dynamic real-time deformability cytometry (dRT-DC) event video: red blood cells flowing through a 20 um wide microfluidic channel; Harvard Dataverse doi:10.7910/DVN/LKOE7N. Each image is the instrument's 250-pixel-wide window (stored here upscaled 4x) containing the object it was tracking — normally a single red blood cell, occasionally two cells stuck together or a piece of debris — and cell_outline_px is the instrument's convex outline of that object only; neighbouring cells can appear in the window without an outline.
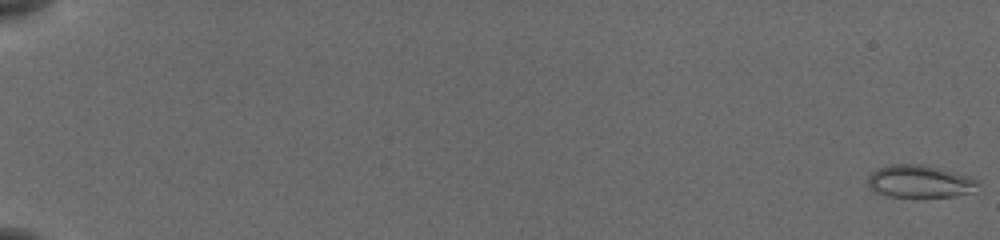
{"species": "common noctule bat (a hibernating species)", "species_latin": "Nyctalus noctula", "temperature_condition": "cold", "stored_images_in_passage": 57, "camera_frame_rate_fps": 3000, "um_per_image_px": 0.085, "animal": {"sex": "female", "body_mass_g": 19.5, "forearm_length_mm": 54.1}, "frame": {"image": 1, "passage_image": 1, "time_ms": 0.0, "image_size_px": [1000, 240], "cell_outline_px": [[976, 184], [968, 192], [952, 196], [888, 196], [876, 192], [868, 188], [868, 176], [876, 168], [892, 164], [920, 164], [940, 168], [972, 176], [976, 180]], "centroid_in_image_um": [78.09, 15.39], "position_along_channel_um": 6.9, "area_um2": 20.52}}
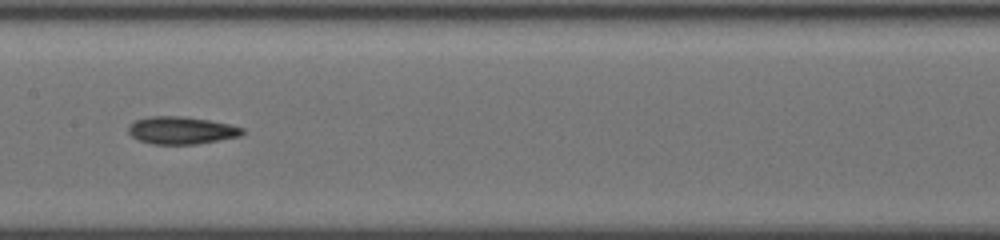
{"frame": {"image": 2, "passage_image": 32, "time_ms": 10.333, "image_size_px": [1000, 240], "cell_outline_px": [[244, 132], [240, 136], [196, 144], [152, 144], [140, 140], [132, 136], [128, 132], [128, 128], [136, 120], [148, 116], [184, 116], [208, 120], [228, 124], [244, 128]], "centroid_in_image_um": [15.42, 11.07], "position_along_channel_um": 192.0, "area_um2": 18.09}}
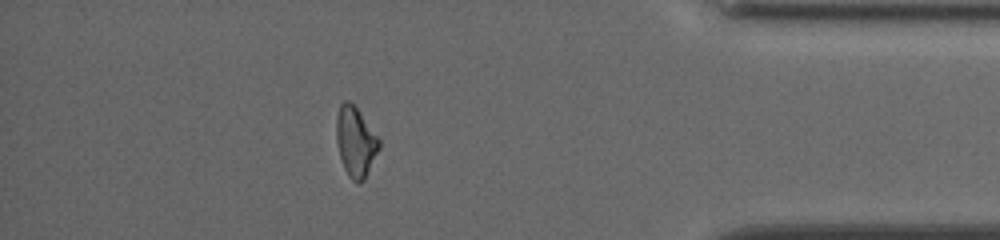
{"frame": {"image": 3, "passage_image": 51, "time_ms": 16.667, "image_size_px": [1000, 240], "cell_outline_px": [[380, 148], [364, 180], [360, 184], [356, 184], [348, 176], [344, 168], [340, 156], [336, 140], [336, 116], [340, 104], [344, 100], [348, 100], [356, 108], [380, 140]], "centroid_in_image_um": [30.21, 12.08], "position_along_channel_um": 405.0, "area_um2": 17.34}, "authors_computed_cell_mechanics": {"area_um2": 17.8602, "velocity_mm_per_s": 3.8319, "shape_relaxation_time_tau1_ms": 4.848, "shape_relaxation_time_tau2_ms": 3.0599, "deformation_change_tau1": 0.125, "deformation_change_tau2": 0.1189}}